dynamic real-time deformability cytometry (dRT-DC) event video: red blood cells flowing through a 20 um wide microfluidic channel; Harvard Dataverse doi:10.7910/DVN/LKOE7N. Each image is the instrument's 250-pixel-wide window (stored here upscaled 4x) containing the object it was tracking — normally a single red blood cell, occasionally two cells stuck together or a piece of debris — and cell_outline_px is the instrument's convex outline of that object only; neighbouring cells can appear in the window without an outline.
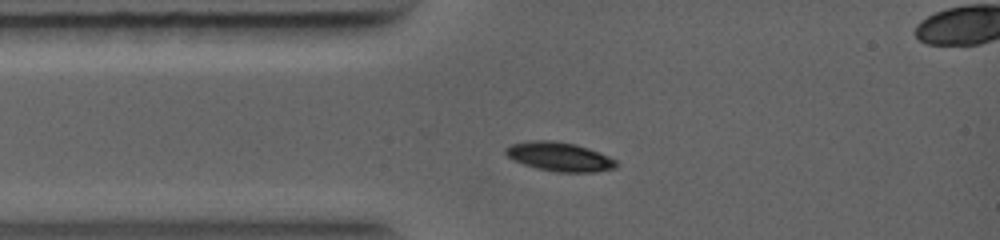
{"species": "common noctule bat (a hibernating species)", "species_latin": "Nyctalus noctula", "temperature_condition": "warm", "stored_images_in_passage": 5, "camera_frame_rate_fps": 5000, "um_per_image_px": 0.085, "animal": {"sex": "female", "body_mass_g": 19.0, "forearm_length_mm": 56.7}, "frame": {"image": 1, "passage_image": 4, "time_ms": 1.2, "image_size_px": [1000, 240], "cell_outline_px": [[616, 168], [596, 172], [556, 172], [536, 168], [524, 164], [508, 156], [504, 152], [504, 148], [512, 144], [532, 140], [552, 140], [576, 144], [588, 148], [616, 160]], "centroid_in_image_um": [47.55, 13.32], "position_along_channel_um": 37.5, "area_um2": 18.55}}